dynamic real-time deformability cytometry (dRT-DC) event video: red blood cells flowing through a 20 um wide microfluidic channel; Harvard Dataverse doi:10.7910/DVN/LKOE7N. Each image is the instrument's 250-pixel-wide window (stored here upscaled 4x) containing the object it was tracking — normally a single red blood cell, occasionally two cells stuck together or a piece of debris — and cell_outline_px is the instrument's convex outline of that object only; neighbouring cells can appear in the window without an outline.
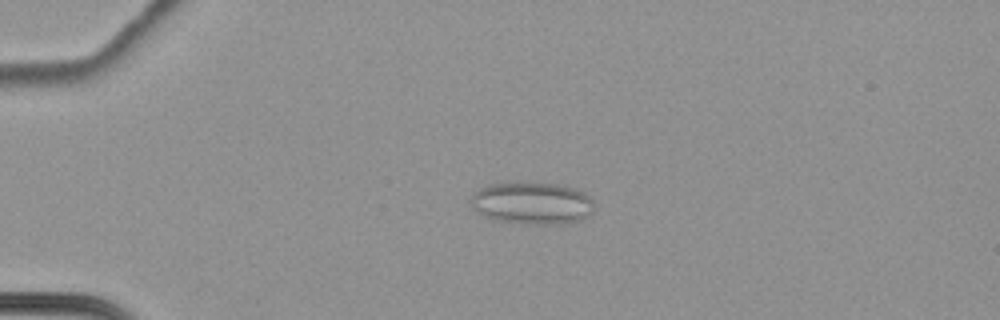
{"species": "common noctule bat (a hibernating species)", "species_latin": "Nyctalus noctula", "temperature_condition": "cold", "stored_images_in_passage": 65, "camera_frame_rate_fps": 3000, "um_per_image_px": 0.085, "animal": {"sex": "female", "body_mass_g": 22.7, "forearm_length_mm": 54.2}, "frame": {"image": 1, "passage_image": 19, "time_ms": 6.0, "image_size_px": [1000, 320], "cell_outline_px": [[592, 212], [588, 216], [580, 220], [564, 224], [528, 224], [492, 220], [484, 216], [468, 200], [480, 188], [488, 184], [560, 184], [576, 188], [584, 192], [592, 200]], "centroid_in_image_um": [45.25, 17.29], "position_along_channel_um": 39.7, "area_um2": 30.0}}
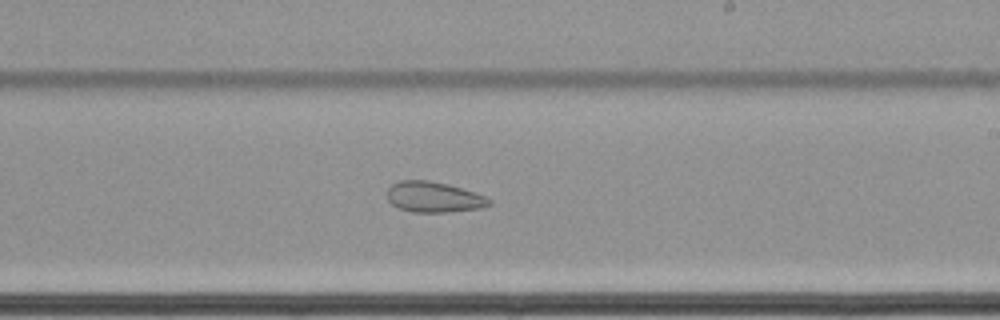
{"frame": {"image": 2, "passage_image": 42, "time_ms": 13.667, "image_size_px": [1000, 320], "cell_outline_px": [[492, 204], [480, 208], [444, 212], [412, 212], [396, 208], [388, 200], [388, 188], [392, 184], [400, 180], [428, 180], [448, 184], [484, 196], [492, 200]], "centroid_in_image_um": [36.83, 16.75], "position_along_channel_um": 252.2, "area_um2": 18.09}}
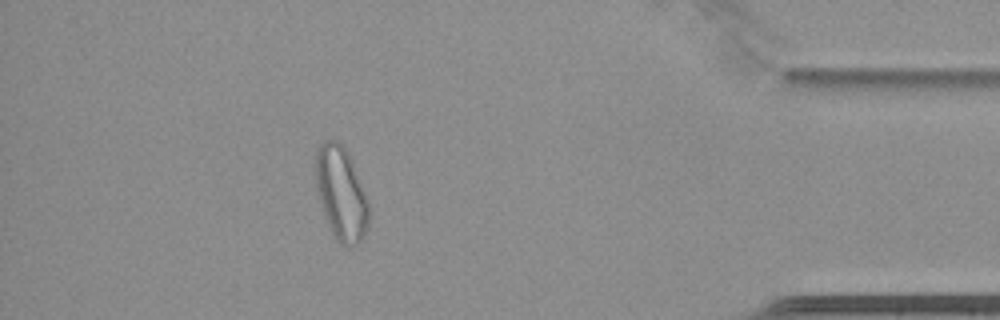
{"frame": {"image": 3, "passage_image": 59, "time_ms": 19.333, "image_size_px": [1000, 320], "cell_outline_px": [[368, 228], [364, 236], [356, 244], [348, 248], [340, 244], [332, 236], [324, 216], [316, 188], [316, 148], [324, 140], [336, 140], [348, 152], [352, 160], [368, 200]], "centroid_in_image_um": [28.99, 16.48], "position_along_channel_um": 406.2, "area_um2": 29.19}, "authors_computed_cell_mechanics": {"area_um2": 27.6862, "velocity_mm_per_s": 3.4355, "shape_relaxation_time_tau1_ms": null, "shape_relaxation_time_tau2_ms": 4.2208, "deformation_change_tau1": null, "deformation_change_tau2": 0.0903}}